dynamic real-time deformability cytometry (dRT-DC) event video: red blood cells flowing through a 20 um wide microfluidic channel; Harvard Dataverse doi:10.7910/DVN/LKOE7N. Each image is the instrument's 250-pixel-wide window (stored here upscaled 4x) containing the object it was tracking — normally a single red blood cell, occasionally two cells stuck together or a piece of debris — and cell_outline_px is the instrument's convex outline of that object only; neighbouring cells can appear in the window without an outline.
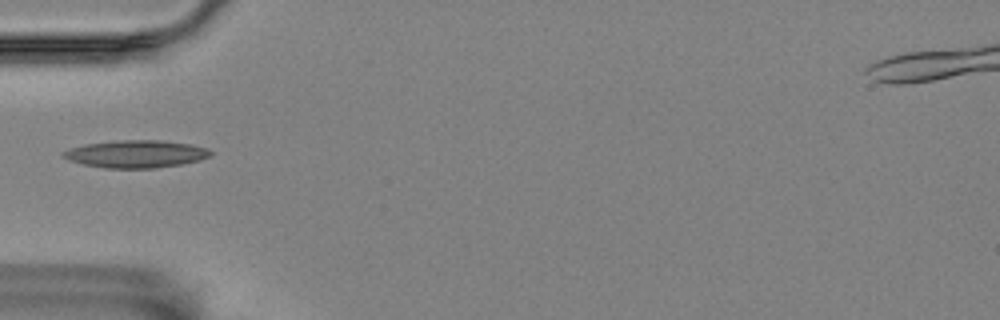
{"species": "Egyptian fruit bat (a non-hibernating species)", "species_latin": "Rousettus aegyptiacus", "temperature_condition": "room temperature", "stored_images_in_passage": 2, "camera_frame_rate_fps": 3000, "um_per_image_px": 0.085, "animal": {"sex": "female"}, "frame": {"image": 1, "passage_image": 2, "time_ms": 0.333, "image_size_px": [1000, 320], "cell_outline_px": [[212, 156], [200, 160], [184, 164], [156, 168], [104, 168], [84, 164], [68, 160], [60, 156], [60, 152], [68, 148], [84, 144], [120, 140], [160, 140], [192, 144], [208, 148], [212, 152]], "centroid_in_image_um": [11.55, 13.08], "position_along_channel_um": 73.4, "area_um2": 23.99}}